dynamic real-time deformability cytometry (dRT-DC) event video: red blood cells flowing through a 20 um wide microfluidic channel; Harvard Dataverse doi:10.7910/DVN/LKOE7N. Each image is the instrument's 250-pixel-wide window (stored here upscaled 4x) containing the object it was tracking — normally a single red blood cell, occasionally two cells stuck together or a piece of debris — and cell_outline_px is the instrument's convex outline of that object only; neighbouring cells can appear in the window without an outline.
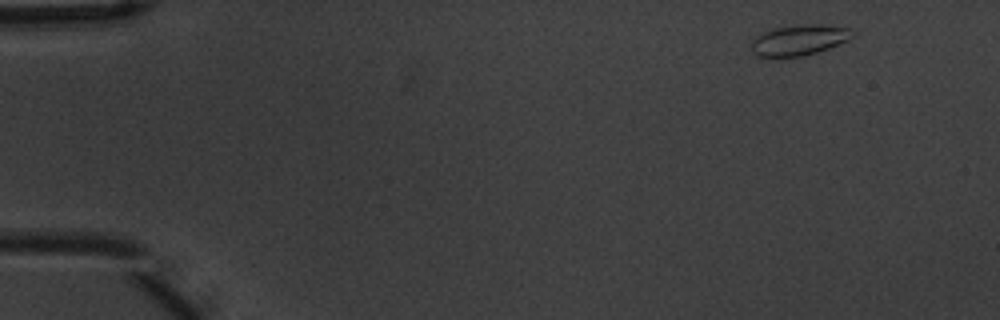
{"species": "common noctule bat (a hibernating species)", "species_latin": "Nyctalus noctula", "temperature_condition": "warm", "stored_images_in_passage": 4, "camera_frame_rate_fps": 3000, "um_per_image_px": 0.085, "animal": {"sex": "male", "body_mass_g": 20.1, "forearm_length_mm": 53.5}, "frame": {"image": 1, "passage_image": 1, "time_ms": 0.0, "image_size_px": [1000, 320], "cell_outline_px": [[860, 32], [848, 40], [828, 48], [804, 56], [756, 56], [752, 52], [752, 40], [756, 36], [772, 28], [804, 24], [820, 24], [848, 28]], "centroid_in_image_um": [67.97, 3.38], "position_along_channel_um": 17.0, "area_um2": 18.03}}
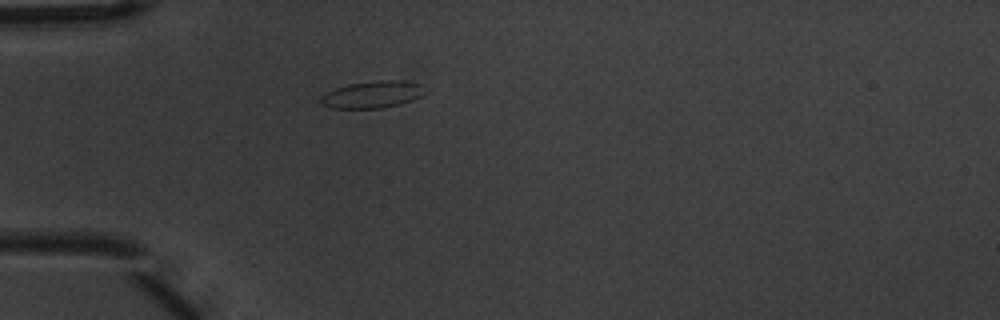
{"frame": {"image": 2, "passage_image": 4, "time_ms": 1.0, "image_size_px": [1000, 320], "cell_outline_px": [[420, 96], [412, 100], [400, 104], [380, 108], [332, 108], [324, 104], [320, 100], [320, 96], [336, 88], [348, 84], [376, 80], [404, 80], [420, 84]], "centroid_in_image_um": [31.61, 8.03], "position_along_channel_um": 53.4, "area_um2": 16.01}}